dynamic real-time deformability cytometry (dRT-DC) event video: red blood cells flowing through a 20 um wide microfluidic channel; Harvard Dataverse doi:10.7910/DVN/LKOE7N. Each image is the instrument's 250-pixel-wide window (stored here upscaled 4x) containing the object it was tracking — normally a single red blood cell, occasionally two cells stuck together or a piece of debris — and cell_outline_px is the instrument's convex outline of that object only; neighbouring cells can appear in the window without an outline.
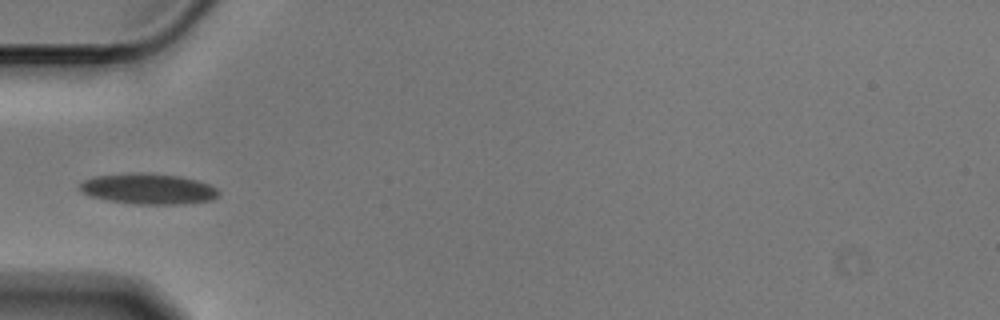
{"species": "Egyptian fruit bat (a non-hibernating species)", "species_latin": "Rousettus aegyptiacus", "temperature_condition": "cold", "stored_images_in_passage": 39, "camera_frame_rate_fps": 3000, "um_per_image_px": 0.085, "animal": {"sex": "male"}, "frame": {"image": 1, "passage_image": 1, "time_ms": 0.0, "image_size_px": [1000, 320], "cell_outline_px": [[220, 192], [212, 200], [180, 204], [140, 204], [112, 200], [92, 196], [80, 192], [80, 184], [84, 180], [96, 176], [140, 172], [180, 176], [196, 180], [208, 184], [216, 188]], "centroid_in_image_um": [12.62, 16.04], "position_along_channel_um": 72.4, "area_um2": 24.39}}
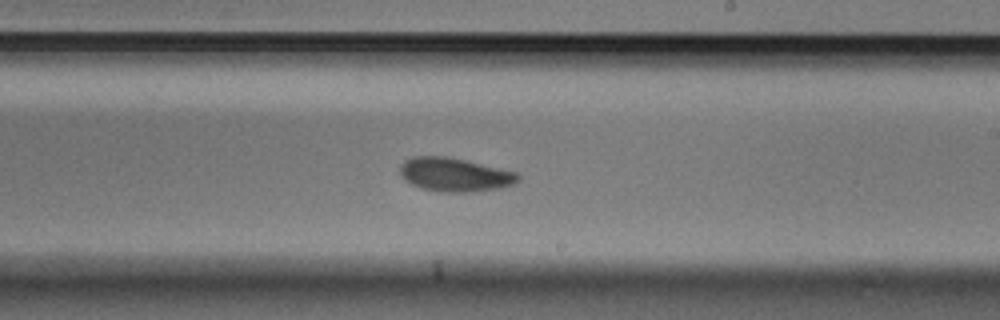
{"frame": {"image": 2, "passage_image": 16, "time_ms": 5.0, "image_size_px": [1000, 320], "cell_outline_px": [[520, 180], [512, 184], [496, 188], [460, 192], [424, 188], [412, 184], [400, 172], [400, 164], [404, 160], [412, 156], [444, 156], [464, 160], [516, 172], [520, 176]], "centroid_in_image_um": [38.64, 14.81], "position_along_channel_um": 250.4, "area_um2": 22.31}}
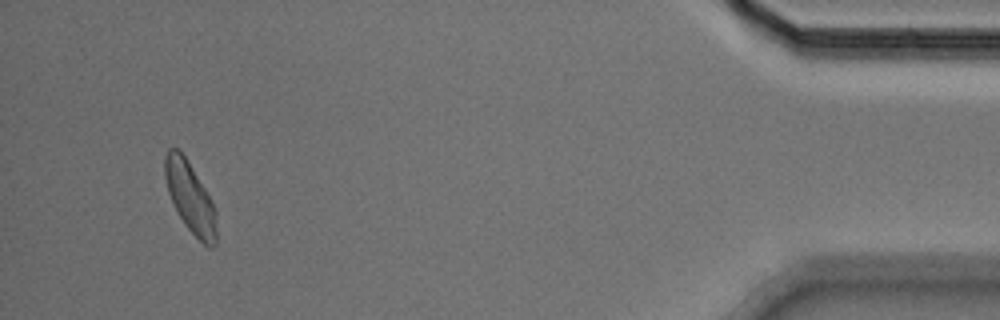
{"frame": {"image": 3, "passage_image": 36, "time_ms": 11.667, "image_size_px": [1000, 320], "cell_outline_px": [[216, 244], [212, 248], [208, 248], [184, 224], [172, 204], [168, 192], [164, 176], [164, 156], [168, 148], [176, 148], [184, 156], [204, 188], [216, 212]], "centroid_in_image_um": [16.13, 16.8], "position_along_channel_um": 419.1, "area_um2": 20.87}, "authors_computed_cell_mechanics": {"area_um2": 21.675, "velocity_mm_per_s": 3.545, "shape_relaxation_time_tau1_ms": 5.3116, "shape_relaxation_time_tau2_ms": 5.2789, "deformation_change_tau1": 0.1173, "deformation_change_tau2": 0.0957}}